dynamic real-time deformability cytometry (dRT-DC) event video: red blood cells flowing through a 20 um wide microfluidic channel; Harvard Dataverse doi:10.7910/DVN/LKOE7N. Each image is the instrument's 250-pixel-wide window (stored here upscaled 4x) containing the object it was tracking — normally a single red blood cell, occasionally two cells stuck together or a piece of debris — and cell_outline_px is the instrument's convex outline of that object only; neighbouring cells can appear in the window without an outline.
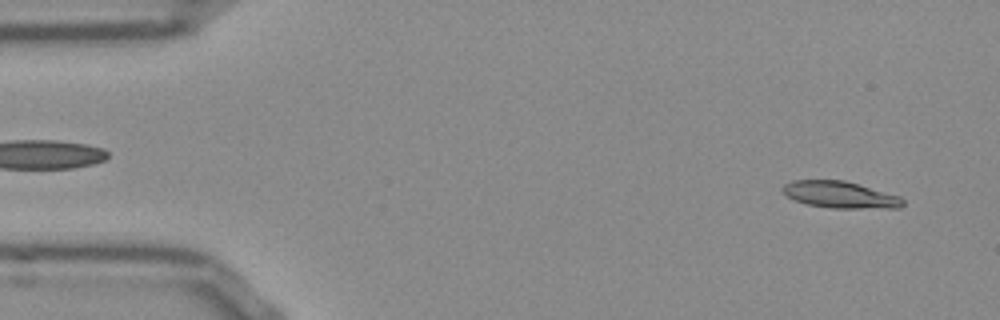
{"species": "Egyptian fruit bat (a non-hibernating species)", "species_latin": "Rousettus aegyptiacus", "temperature_condition": "room temperature", "stored_images_in_passage": 53, "segment_of_instrument_passage": [1, 2], "camera_frame_rate_fps": 3000, "um_per_image_px": 0.085, "frame": {"image": 1, "passage_image": 3, "time_ms": 0.667, "image_size_px": [1000, 320], "cell_outline_px": [[904, 204], [900, 208], [832, 208], [808, 204], [796, 200], [788, 196], [780, 188], [784, 184], [792, 180], [844, 180], [900, 196], [904, 200]], "centroid_in_image_um": [71.42, 16.55], "position_along_channel_um": 13.6, "area_um2": 18.61}}
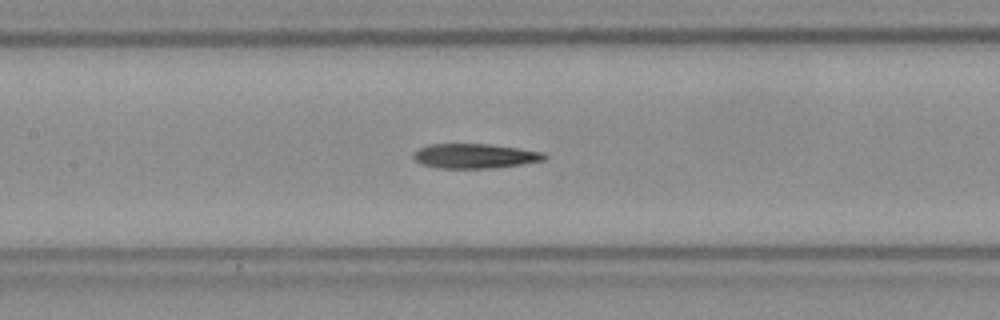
{"frame": {"image": 2, "passage_image": 23, "time_ms": 7.333, "image_size_px": [1000, 320], "cell_outline_px": [[548, 156], [544, 160], [520, 164], [492, 168], [436, 168], [420, 164], [412, 156], [412, 152], [428, 144], [488, 144], [544, 152]], "centroid_in_image_um": [40.31, 13.26], "position_along_channel_um": 167.1, "area_um2": 18.79}}
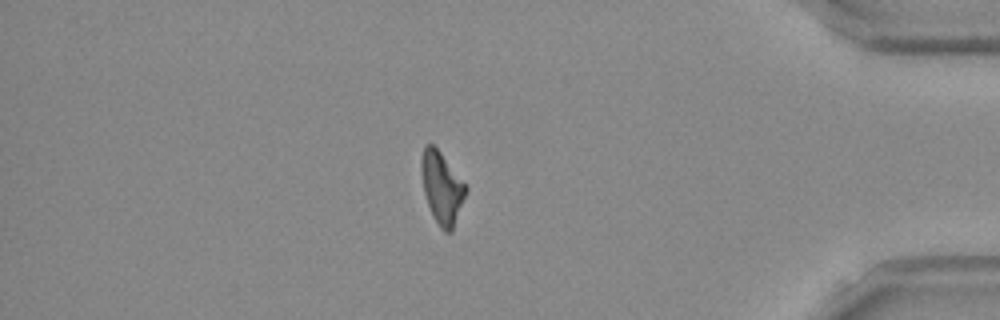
{"frame": {"image": 3, "passage_image": 44, "time_ms": 14.333, "image_size_px": [1000, 320], "cell_outline_px": [[468, 188], [452, 232], [444, 232], [440, 228], [428, 204], [424, 192], [420, 168], [420, 160], [424, 148], [428, 144], [432, 144], [440, 152]], "centroid_in_image_um": [37.55, 15.97], "position_along_channel_um": 397.7, "area_um2": 18.21}}